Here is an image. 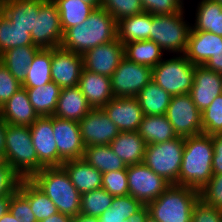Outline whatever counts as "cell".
Segmentation results:
<instances>
[{"label": "cell", "mask_w": 222, "mask_h": 222, "mask_svg": "<svg viewBox=\"0 0 222 222\" xmlns=\"http://www.w3.org/2000/svg\"><path fill=\"white\" fill-rule=\"evenodd\" d=\"M179 2V4L183 7L186 8L187 4L185 5L186 1L185 0H177Z\"/></svg>", "instance_id": "obj_59"}, {"label": "cell", "mask_w": 222, "mask_h": 222, "mask_svg": "<svg viewBox=\"0 0 222 222\" xmlns=\"http://www.w3.org/2000/svg\"><path fill=\"white\" fill-rule=\"evenodd\" d=\"M83 1L92 5L95 9H98L101 6V0H83Z\"/></svg>", "instance_id": "obj_58"}, {"label": "cell", "mask_w": 222, "mask_h": 222, "mask_svg": "<svg viewBox=\"0 0 222 222\" xmlns=\"http://www.w3.org/2000/svg\"><path fill=\"white\" fill-rule=\"evenodd\" d=\"M165 52L154 41L144 40L124 44V56L137 64L154 68L165 57Z\"/></svg>", "instance_id": "obj_34"}, {"label": "cell", "mask_w": 222, "mask_h": 222, "mask_svg": "<svg viewBox=\"0 0 222 222\" xmlns=\"http://www.w3.org/2000/svg\"><path fill=\"white\" fill-rule=\"evenodd\" d=\"M0 222H18L16 218L10 213L7 212L0 218Z\"/></svg>", "instance_id": "obj_57"}, {"label": "cell", "mask_w": 222, "mask_h": 222, "mask_svg": "<svg viewBox=\"0 0 222 222\" xmlns=\"http://www.w3.org/2000/svg\"><path fill=\"white\" fill-rule=\"evenodd\" d=\"M53 132L58 155L64 162L83 157L85 146L81 138L79 122L53 116Z\"/></svg>", "instance_id": "obj_17"}, {"label": "cell", "mask_w": 222, "mask_h": 222, "mask_svg": "<svg viewBox=\"0 0 222 222\" xmlns=\"http://www.w3.org/2000/svg\"><path fill=\"white\" fill-rule=\"evenodd\" d=\"M32 42L40 49L60 47L63 31L57 5L53 0H44L40 4L36 17L35 34H31Z\"/></svg>", "instance_id": "obj_13"}, {"label": "cell", "mask_w": 222, "mask_h": 222, "mask_svg": "<svg viewBox=\"0 0 222 222\" xmlns=\"http://www.w3.org/2000/svg\"><path fill=\"white\" fill-rule=\"evenodd\" d=\"M114 196L104 188L95 189L81 194L80 213L93 217H100L103 212L111 207Z\"/></svg>", "instance_id": "obj_40"}, {"label": "cell", "mask_w": 222, "mask_h": 222, "mask_svg": "<svg viewBox=\"0 0 222 222\" xmlns=\"http://www.w3.org/2000/svg\"><path fill=\"white\" fill-rule=\"evenodd\" d=\"M129 195L144 205L157 199L171 184L144 163L127 166Z\"/></svg>", "instance_id": "obj_11"}, {"label": "cell", "mask_w": 222, "mask_h": 222, "mask_svg": "<svg viewBox=\"0 0 222 222\" xmlns=\"http://www.w3.org/2000/svg\"><path fill=\"white\" fill-rule=\"evenodd\" d=\"M44 0H4L0 11L16 27L35 34L36 17Z\"/></svg>", "instance_id": "obj_21"}, {"label": "cell", "mask_w": 222, "mask_h": 222, "mask_svg": "<svg viewBox=\"0 0 222 222\" xmlns=\"http://www.w3.org/2000/svg\"><path fill=\"white\" fill-rule=\"evenodd\" d=\"M57 5L63 33L76 25L82 24L95 8L83 0H53Z\"/></svg>", "instance_id": "obj_37"}, {"label": "cell", "mask_w": 222, "mask_h": 222, "mask_svg": "<svg viewBox=\"0 0 222 222\" xmlns=\"http://www.w3.org/2000/svg\"><path fill=\"white\" fill-rule=\"evenodd\" d=\"M80 194L102 188V173L84 159L65 161L61 165Z\"/></svg>", "instance_id": "obj_25"}, {"label": "cell", "mask_w": 222, "mask_h": 222, "mask_svg": "<svg viewBox=\"0 0 222 222\" xmlns=\"http://www.w3.org/2000/svg\"><path fill=\"white\" fill-rule=\"evenodd\" d=\"M144 222H157L152 217L148 216L147 219Z\"/></svg>", "instance_id": "obj_60"}, {"label": "cell", "mask_w": 222, "mask_h": 222, "mask_svg": "<svg viewBox=\"0 0 222 222\" xmlns=\"http://www.w3.org/2000/svg\"><path fill=\"white\" fill-rule=\"evenodd\" d=\"M193 103L203 112L213 100L222 94V74L195 65L193 85L189 92Z\"/></svg>", "instance_id": "obj_18"}, {"label": "cell", "mask_w": 222, "mask_h": 222, "mask_svg": "<svg viewBox=\"0 0 222 222\" xmlns=\"http://www.w3.org/2000/svg\"><path fill=\"white\" fill-rule=\"evenodd\" d=\"M11 201V195L1 196L0 197V218L9 212V205Z\"/></svg>", "instance_id": "obj_55"}, {"label": "cell", "mask_w": 222, "mask_h": 222, "mask_svg": "<svg viewBox=\"0 0 222 222\" xmlns=\"http://www.w3.org/2000/svg\"><path fill=\"white\" fill-rule=\"evenodd\" d=\"M21 88L22 84L0 61V104L3 106Z\"/></svg>", "instance_id": "obj_46"}, {"label": "cell", "mask_w": 222, "mask_h": 222, "mask_svg": "<svg viewBox=\"0 0 222 222\" xmlns=\"http://www.w3.org/2000/svg\"><path fill=\"white\" fill-rule=\"evenodd\" d=\"M144 204L136 198L126 196H114L111 207L101 214L100 222H124L138 212Z\"/></svg>", "instance_id": "obj_39"}, {"label": "cell", "mask_w": 222, "mask_h": 222, "mask_svg": "<svg viewBox=\"0 0 222 222\" xmlns=\"http://www.w3.org/2000/svg\"><path fill=\"white\" fill-rule=\"evenodd\" d=\"M71 219V216L58 212L48 218H45L41 222H71Z\"/></svg>", "instance_id": "obj_53"}, {"label": "cell", "mask_w": 222, "mask_h": 222, "mask_svg": "<svg viewBox=\"0 0 222 222\" xmlns=\"http://www.w3.org/2000/svg\"><path fill=\"white\" fill-rule=\"evenodd\" d=\"M18 190L28 199L37 222L58 213L55 204L29 178L21 179Z\"/></svg>", "instance_id": "obj_31"}, {"label": "cell", "mask_w": 222, "mask_h": 222, "mask_svg": "<svg viewBox=\"0 0 222 222\" xmlns=\"http://www.w3.org/2000/svg\"><path fill=\"white\" fill-rule=\"evenodd\" d=\"M78 87L92 108H102L114 98L110 78L102 74L82 69Z\"/></svg>", "instance_id": "obj_22"}, {"label": "cell", "mask_w": 222, "mask_h": 222, "mask_svg": "<svg viewBox=\"0 0 222 222\" xmlns=\"http://www.w3.org/2000/svg\"><path fill=\"white\" fill-rule=\"evenodd\" d=\"M202 133L207 135L222 133V94L202 112Z\"/></svg>", "instance_id": "obj_42"}, {"label": "cell", "mask_w": 222, "mask_h": 222, "mask_svg": "<svg viewBox=\"0 0 222 222\" xmlns=\"http://www.w3.org/2000/svg\"><path fill=\"white\" fill-rule=\"evenodd\" d=\"M165 115L178 137L202 134V112L189 93L172 96Z\"/></svg>", "instance_id": "obj_10"}, {"label": "cell", "mask_w": 222, "mask_h": 222, "mask_svg": "<svg viewBox=\"0 0 222 222\" xmlns=\"http://www.w3.org/2000/svg\"><path fill=\"white\" fill-rule=\"evenodd\" d=\"M92 109L77 86L62 88L54 117L79 122Z\"/></svg>", "instance_id": "obj_23"}, {"label": "cell", "mask_w": 222, "mask_h": 222, "mask_svg": "<svg viewBox=\"0 0 222 222\" xmlns=\"http://www.w3.org/2000/svg\"><path fill=\"white\" fill-rule=\"evenodd\" d=\"M184 137L146 146L144 164L170 184H177L183 159Z\"/></svg>", "instance_id": "obj_8"}, {"label": "cell", "mask_w": 222, "mask_h": 222, "mask_svg": "<svg viewBox=\"0 0 222 222\" xmlns=\"http://www.w3.org/2000/svg\"><path fill=\"white\" fill-rule=\"evenodd\" d=\"M213 153L211 135L202 133L186 137L179 180L176 185L201 191L213 176Z\"/></svg>", "instance_id": "obj_2"}, {"label": "cell", "mask_w": 222, "mask_h": 222, "mask_svg": "<svg viewBox=\"0 0 222 222\" xmlns=\"http://www.w3.org/2000/svg\"><path fill=\"white\" fill-rule=\"evenodd\" d=\"M82 159L102 174L127 169V165L114 153L109 145H92L85 147Z\"/></svg>", "instance_id": "obj_35"}, {"label": "cell", "mask_w": 222, "mask_h": 222, "mask_svg": "<svg viewBox=\"0 0 222 222\" xmlns=\"http://www.w3.org/2000/svg\"><path fill=\"white\" fill-rule=\"evenodd\" d=\"M213 1H216V2H219V3L222 4V0H213Z\"/></svg>", "instance_id": "obj_63"}, {"label": "cell", "mask_w": 222, "mask_h": 222, "mask_svg": "<svg viewBox=\"0 0 222 222\" xmlns=\"http://www.w3.org/2000/svg\"><path fill=\"white\" fill-rule=\"evenodd\" d=\"M26 89L29 101L39 117L53 116L61 88L53 81L35 88Z\"/></svg>", "instance_id": "obj_33"}, {"label": "cell", "mask_w": 222, "mask_h": 222, "mask_svg": "<svg viewBox=\"0 0 222 222\" xmlns=\"http://www.w3.org/2000/svg\"><path fill=\"white\" fill-rule=\"evenodd\" d=\"M1 113H2V105L0 104V117H1Z\"/></svg>", "instance_id": "obj_61"}, {"label": "cell", "mask_w": 222, "mask_h": 222, "mask_svg": "<svg viewBox=\"0 0 222 222\" xmlns=\"http://www.w3.org/2000/svg\"><path fill=\"white\" fill-rule=\"evenodd\" d=\"M213 142V175L222 174V133L211 135Z\"/></svg>", "instance_id": "obj_50"}, {"label": "cell", "mask_w": 222, "mask_h": 222, "mask_svg": "<svg viewBox=\"0 0 222 222\" xmlns=\"http://www.w3.org/2000/svg\"><path fill=\"white\" fill-rule=\"evenodd\" d=\"M39 49L37 46L12 48L0 55V61L20 84H23L29 65Z\"/></svg>", "instance_id": "obj_32"}, {"label": "cell", "mask_w": 222, "mask_h": 222, "mask_svg": "<svg viewBox=\"0 0 222 222\" xmlns=\"http://www.w3.org/2000/svg\"><path fill=\"white\" fill-rule=\"evenodd\" d=\"M149 216V209L144 205L138 212L126 219L124 222H144Z\"/></svg>", "instance_id": "obj_52"}, {"label": "cell", "mask_w": 222, "mask_h": 222, "mask_svg": "<svg viewBox=\"0 0 222 222\" xmlns=\"http://www.w3.org/2000/svg\"><path fill=\"white\" fill-rule=\"evenodd\" d=\"M83 57L63 47L52 48L51 77L61 89L79 84Z\"/></svg>", "instance_id": "obj_16"}, {"label": "cell", "mask_w": 222, "mask_h": 222, "mask_svg": "<svg viewBox=\"0 0 222 222\" xmlns=\"http://www.w3.org/2000/svg\"><path fill=\"white\" fill-rule=\"evenodd\" d=\"M83 69L111 77L124 56V44L118 38L100 44L83 55Z\"/></svg>", "instance_id": "obj_15"}, {"label": "cell", "mask_w": 222, "mask_h": 222, "mask_svg": "<svg viewBox=\"0 0 222 222\" xmlns=\"http://www.w3.org/2000/svg\"><path fill=\"white\" fill-rule=\"evenodd\" d=\"M151 27L152 14L149 12L126 17L117 22V38L123 44L149 40Z\"/></svg>", "instance_id": "obj_28"}, {"label": "cell", "mask_w": 222, "mask_h": 222, "mask_svg": "<svg viewBox=\"0 0 222 222\" xmlns=\"http://www.w3.org/2000/svg\"><path fill=\"white\" fill-rule=\"evenodd\" d=\"M79 125L85 147L109 145L120 133L118 127L110 120L102 108H92L79 121Z\"/></svg>", "instance_id": "obj_14"}, {"label": "cell", "mask_w": 222, "mask_h": 222, "mask_svg": "<svg viewBox=\"0 0 222 222\" xmlns=\"http://www.w3.org/2000/svg\"><path fill=\"white\" fill-rule=\"evenodd\" d=\"M71 222H100L98 217L88 216L85 214H77L73 216Z\"/></svg>", "instance_id": "obj_56"}, {"label": "cell", "mask_w": 222, "mask_h": 222, "mask_svg": "<svg viewBox=\"0 0 222 222\" xmlns=\"http://www.w3.org/2000/svg\"><path fill=\"white\" fill-rule=\"evenodd\" d=\"M199 192L204 203L222 210V174L213 175Z\"/></svg>", "instance_id": "obj_44"}, {"label": "cell", "mask_w": 222, "mask_h": 222, "mask_svg": "<svg viewBox=\"0 0 222 222\" xmlns=\"http://www.w3.org/2000/svg\"><path fill=\"white\" fill-rule=\"evenodd\" d=\"M137 132L147 145L178 137L166 115H144Z\"/></svg>", "instance_id": "obj_29"}, {"label": "cell", "mask_w": 222, "mask_h": 222, "mask_svg": "<svg viewBox=\"0 0 222 222\" xmlns=\"http://www.w3.org/2000/svg\"><path fill=\"white\" fill-rule=\"evenodd\" d=\"M55 204L58 212L71 217L80 213L81 194L62 167H45L29 178Z\"/></svg>", "instance_id": "obj_3"}, {"label": "cell", "mask_w": 222, "mask_h": 222, "mask_svg": "<svg viewBox=\"0 0 222 222\" xmlns=\"http://www.w3.org/2000/svg\"><path fill=\"white\" fill-rule=\"evenodd\" d=\"M191 222H222V210L209 206L199 199L193 207Z\"/></svg>", "instance_id": "obj_49"}, {"label": "cell", "mask_w": 222, "mask_h": 222, "mask_svg": "<svg viewBox=\"0 0 222 222\" xmlns=\"http://www.w3.org/2000/svg\"><path fill=\"white\" fill-rule=\"evenodd\" d=\"M102 188L113 196L129 195L127 169L103 173Z\"/></svg>", "instance_id": "obj_43"}, {"label": "cell", "mask_w": 222, "mask_h": 222, "mask_svg": "<svg viewBox=\"0 0 222 222\" xmlns=\"http://www.w3.org/2000/svg\"><path fill=\"white\" fill-rule=\"evenodd\" d=\"M102 110L120 132L138 131L144 116L136 97H114L102 107Z\"/></svg>", "instance_id": "obj_19"}, {"label": "cell", "mask_w": 222, "mask_h": 222, "mask_svg": "<svg viewBox=\"0 0 222 222\" xmlns=\"http://www.w3.org/2000/svg\"><path fill=\"white\" fill-rule=\"evenodd\" d=\"M172 96L150 81L136 96L143 115H165Z\"/></svg>", "instance_id": "obj_30"}, {"label": "cell", "mask_w": 222, "mask_h": 222, "mask_svg": "<svg viewBox=\"0 0 222 222\" xmlns=\"http://www.w3.org/2000/svg\"><path fill=\"white\" fill-rule=\"evenodd\" d=\"M195 65L184 54L164 57L152 68V81L171 96L187 94L193 85Z\"/></svg>", "instance_id": "obj_7"}, {"label": "cell", "mask_w": 222, "mask_h": 222, "mask_svg": "<svg viewBox=\"0 0 222 222\" xmlns=\"http://www.w3.org/2000/svg\"><path fill=\"white\" fill-rule=\"evenodd\" d=\"M3 160L21 178H30L38 172V156L32 144L29 126L6 123Z\"/></svg>", "instance_id": "obj_5"}, {"label": "cell", "mask_w": 222, "mask_h": 222, "mask_svg": "<svg viewBox=\"0 0 222 222\" xmlns=\"http://www.w3.org/2000/svg\"><path fill=\"white\" fill-rule=\"evenodd\" d=\"M3 157L0 155V163L3 162Z\"/></svg>", "instance_id": "obj_62"}, {"label": "cell", "mask_w": 222, "mask_h": 222, "mask_svg": "<svg viewBox=\"0 0 222 222\" xmlns=\"http://www.w3.org/2000/svg\"><path fill=\"white\" fill-rule=\"evenodd\" d=\"M21 46H35L31 33L14 26L0 11V55L9 49Z\"/></svg>", "instance_id": "obj_38"}, {"label": "cell", "mask_w": 222, "mask_h": 222, "mask_svg": "<svg viewBox=\"0 0 222 222\" xmlns=\"http://www.w3.org/2000/svg\"><path fill=\"white\" fill-rule=\"evenodd\" d=\"M5 134H6V123L0 117V155L4 157L5 150Z\"/></svg>", "instance_id": "obj_54"}, {"label": "cell", "mask_w": 222, "mask_h": 222, "mask_svg": "<svg viewBox=\"0 0 222 222\" xmlns=\"http://www.w3.org/2000/svg\"><path fill=\"white\" fill-rule=\"evenodd\" d=\"M204 66L212 71L222 74V48L211 57Z\"/></svg>", "instance_id": "obj_51"}, {"label": "cell", "mask_w": 222, "mask_h": 222, "mask_svg": "<svg viewBox=\"0 0 222 222\" xmlns=\"http://www.w3.org/2000/svg\"><path fill=\"white\" fill-rule=\"evenodd\" d=\"M1 118L5 123L31 126L38 118L26 89L21 88L3 106Z\"/></svg>", "instance_id": "obj_24"}, {"label": "cell", "mask_w": 222, "mask_h": 222, "mask_svg": "<svg viewBox=\"0 0 222 222\" xmlns=\"http://www.w3.org/2000/svg\"><path fill=\"white\" fill-rule=\"evenodd\" d=\"M9 212L18 222H37L28 199L18 189L11 195Z\"/></svg>", "instance_id": "obj_45"}, {"label": "cell", "mask_w": 222, "mask_h": 222, "mask_svg": "<svg viewBox=\"0 0 222 222\" xmlns=\"http://www.w3.org/2000/svg\"><path fill=\"white\" fill-rule=\"evenodd\" d=\"M100 8L105 9L116 22L144 12L141 0H101Z\"/></svg>", "instance_id": "obj_41"}, {"label": "cell", "mask_w": 222, "mask_h": 222, "mask_svg": "<svg viewBox=\"0 0 222 222\" xmlns=\"http://www.w3.org/2000/svg\"><path fill=\"white\" fill-rule=\"evenodd\" d=\"M144 12L153 15L176 14L184 8L177 0H141Z\"/></svg>", "instance_id": "obj_48"}, {"label": "cell", "mask_w": 222, "mask_h": 222, "mask_svg": "<svg viewBox=\"0 0 222 222\" xmlns=\"http://www.w3.org/2000/svg\"><path fill=\"white\" fill-rule=\"evenodd\" d=\"M152 80V68L122 59L110 77L112 92L116 98L136 97Z\"/></svg>", "instance_id": "obj_9"}, {"label": "cell", "mask_w": 222, "mask_h": 222, "mask_svg": "<svg viewBox=\"0 0 222 222\" xmlns=\"http://www.w3.org/2000/svg\"><path fill=\"white\" fill-rule=\"evenodd\" d=\"M186 10L187 8H184L176 14H152L149 40L159 45L167 56L184 54L185 52L191 30Z\"/></svg>", "instance_id": "obj_6"}, {"label": "cell", "mask_w": 222, "mask_h": 222, "mask_svg": "<svg viewBox=\"0 0 222 222\" xmlns=\"http://www.w3.org/2000/svg\"><path fill=\"white\" fill-rule=\"evenodd\" d=\"M222 48V37L208 31L190 30L184 52L194 65H204Z\"/></svg>", "instance_id": "obj_20"}, {"label": "cell", "mask_w": 222, "mask_h": 222, "mask_svg": "<svg viewBox=\"0 0 222 222\" xmlns=\"http://www.w3.org/2000/svg\"><path fill=\"white\" fill-rule=\"evenodd\" d=\"M191 30L208 31L222 37V4L213 0H198Z\"/></svg>", "instance_id": "obj_27"}, {"label": "cell", "mask_w": 222, "mask_h": 222, "mask_svg": "<svg viewBox=\"0 0 222 222\" xmlns=\"http://www.w3.org/2000/svg\"><path fill=\"white\" fill-rule=\"evenodd\" d=\"M109 146L127 166L144 162L147 144L137 131L120 132Z\"/></svg>", "instance_id": "obj_26"}, {"label": "cell", "mask_w": 222, "mask_h": 222, "mask_svg": "<svg viewBox=\"0 0 222 222\" xmlns=\"http://www.w3.org/2000/svg\"><path fill=\"white\" fill-rule=\"evenodd\" d=\"M21 176L5 161L0 163V197L12 195L19 186Z\"/></svg>", "instance_id": "obj_47"}, {"label": "cell", "mask_w": 222, "mask_h": 222, "mask_svg": "<svg viewBox=\"0 0 222 222\" xmlns=\"http://www.w3.org/2000/svg\"><path fill=\"white\" fill-rule=\"evenodd\" d=\"M51 60L52 49H39L29 65L22 88H35L51 82Z\"/></svg>", "instance_id": "obj_36"}, {"label": "cell", "mask_w": 222, "mask_h": 222, "mask_svg": "<svg viewBox=\"0 0 222 222\" xmlns=\"http://www.w3.org/2000/svg\"><path fill=\"white\" fill-rule=\"evenodd\" d=\"M117 38V22L103 8L95 9L80 25L63 33L61 47L83 55L86 51Z\"/></svg>", "instance_id": "obj_1"}, {"label": "cell", "mask_w": 222, "mask_h": 222, "mask_svg": "<svg viewBox=\"0 0 222 222\" xmlns=\"http://www.w3.org/2000/svg\"><path fill=\"white\" fill-rule=\"evenodd\" d=\"M200 192L171 184L157 199L147 204L149 216L157 222H191L194 205Z\"/></svg>", "instance_id": "obj_4"}, {"label": "cell", "mask_w": 222, "mask_h": 222, "mask_svg": "<svg viewBox=\"0 0 222 222\" xmlns=\"http://www.w3.org/2000/svg\"><path fill=\"white\" fill-rule=\"evenodd\" d=\"M29 129L38 156V171L45 167L61 166L64 161L58 155L53 132V116L39 117Z\"/></svg>", "instance_id": "obj_12"}]
</instances>
